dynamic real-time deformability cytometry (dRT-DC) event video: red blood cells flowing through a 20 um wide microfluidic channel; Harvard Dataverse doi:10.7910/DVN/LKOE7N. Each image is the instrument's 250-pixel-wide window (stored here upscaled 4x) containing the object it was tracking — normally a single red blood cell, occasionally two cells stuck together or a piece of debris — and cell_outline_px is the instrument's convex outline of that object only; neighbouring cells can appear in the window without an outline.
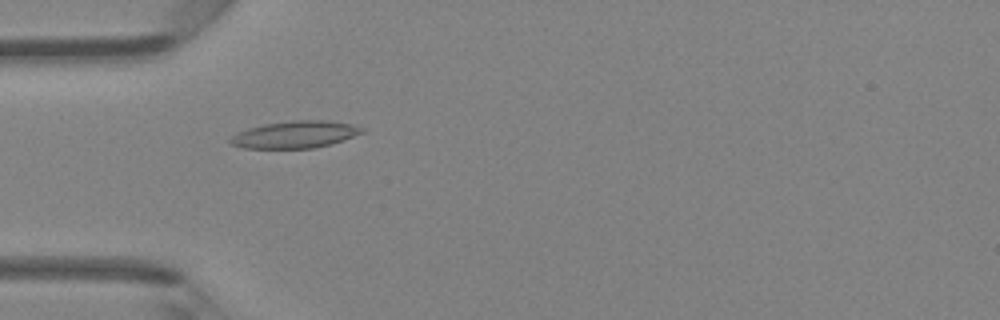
{"species": "Egyptian fruit bat (a non-hibernating species)", "species_latin": "Rousettus aegyptiacus", "temperature_condition": "room temperature", "stored_images_in_passage": 3, "camera_frame_rate_fps": 3000, "um_per_image_px": 0.085, "animal": {"sex": "female"}, "frame": {"image": 1, "passage_image": 3, "time_ms": 0.667, "image_size_px": [1000, 320], "cell_outline_px": [[364, 132], [332, 144], [312, 148], [244, 148], [232, 144], [228, 140], [228, 136], [236, 132], [248, 128], [264, 124], [296, 120], [324, 120], [352, 124], [364, 128]], "centroid_in_image_um": [25.04, 11.43], "position_along_channel_um": 60.0, "area_um2": 20.81}}